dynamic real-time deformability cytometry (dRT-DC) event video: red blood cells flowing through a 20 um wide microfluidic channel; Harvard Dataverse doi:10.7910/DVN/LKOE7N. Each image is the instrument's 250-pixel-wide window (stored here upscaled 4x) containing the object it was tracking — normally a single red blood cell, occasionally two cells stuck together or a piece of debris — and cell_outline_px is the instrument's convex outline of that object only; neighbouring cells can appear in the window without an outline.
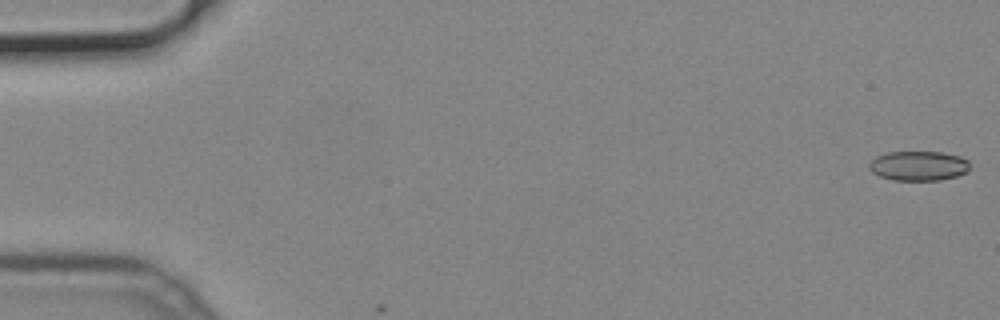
{"species": "common noctule bat (a hibernating species)", "species_latin": "Nyctalus noctula", "temperature_condition": "cold", "stored_images_in_passage": 3, "camera_frame_rate_fps": 3000, "um_per_image_px": 0.085, "animal": {"sex": "male", "body_mass_g": 19.2, "forearm_length_mm": 51.8}, "frame": {"image": 1, "passage_image": 1, "time_ms": 0.0, "image_size_px": [1000, 320], "cell_outline_px": [[968, 172], [956, 176], [940, 180], [892, 180], [880, 176], [872, 172], [868, 168], [868, 164], [876, 156], [888, 152], [940, 152], [960, 156], [968, 160]], "centroid_in_image_um": [78.06, 14.1], "position_along_channel_um": 6.9, "area_um2": 17.4}}